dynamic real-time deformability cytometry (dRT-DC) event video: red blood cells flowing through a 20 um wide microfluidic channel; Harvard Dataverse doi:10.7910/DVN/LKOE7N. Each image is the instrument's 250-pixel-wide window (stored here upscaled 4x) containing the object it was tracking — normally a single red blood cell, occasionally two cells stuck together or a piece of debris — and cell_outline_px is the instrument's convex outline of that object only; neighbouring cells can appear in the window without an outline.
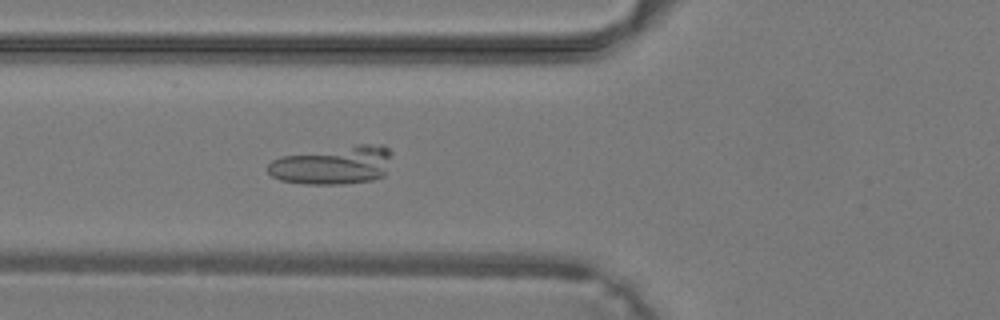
{"species": "common noctule bat (a hibernating species)", "species_latin": "Nyctalus noctula", "temperature_condition": "warm", "stored_images_in_passage": 40, "camera_frame_rate_fps": 3000, "um_per_image_px": 0.085, "animal": {"sex": "male", "body_mass_g": 19.2, "forearm_length_mm": 51.8}, "frame": {"image": 1, "passage_image": 15, "time_ms": 4.667, "image_size_px": [1000, 320], "cell_outline_px": [[392, 152], [384, 176], [372, 180], [340, 184], [304, 184], [280, 180], [272, 176], [268, 172], [268, 164], [272, 160], [284, 156], [356, 144], [384, 144]], "centroid_in_image_um": [28.34, 14.04], "position_along_channel_um": 97.5, "area_um2": 27.63}}
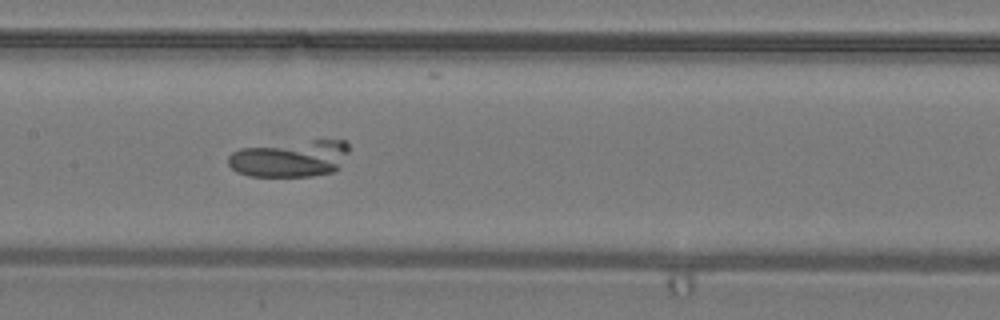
{"frame": {"image": 2, "passage_image": 20, "time_ms": 6.333, "image_size_px": [1000, 320], "cell_outline_px": [[348, 152], [340, 168], [332, 172], [312, 176], [248, 176], [236, 172], [228, 164], [228, 156], [232, 152], [240, 148], [312, 140], [344, 140], [348, 144]], "centroid_in_image_um": [24.66, 13.49], "position_along_channel_um": 182.7, "area_um2": 25.89}}
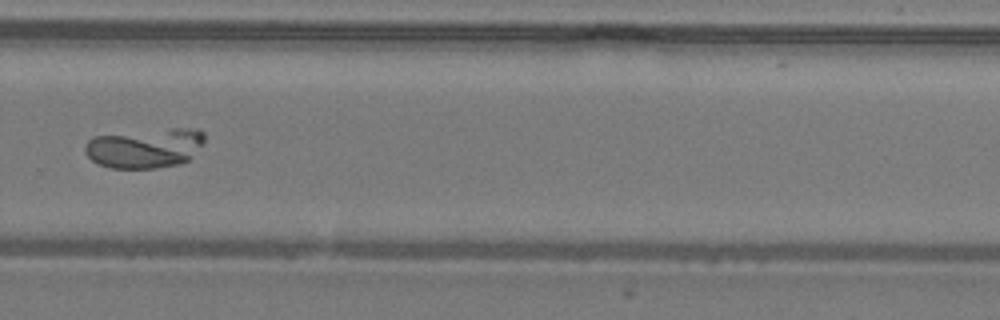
{"frame": {"image": 3, "passage_image": 28, "time_ms": 9.0, "image_size_px": [1000, 320], "cell_outline_px": [[204, 140], [188, 160], [180, 164], [156, 168], [112, 168], [100, 164], [92, 160], [84, 152], [84, 148], [88, 140], [96, 136], [172, 128], [188, 128], [204, 132]], "centroid_in_image_um": [12.31, 12.59], "position_along_channel_um": 317.5, "area_um2": 27.22}}